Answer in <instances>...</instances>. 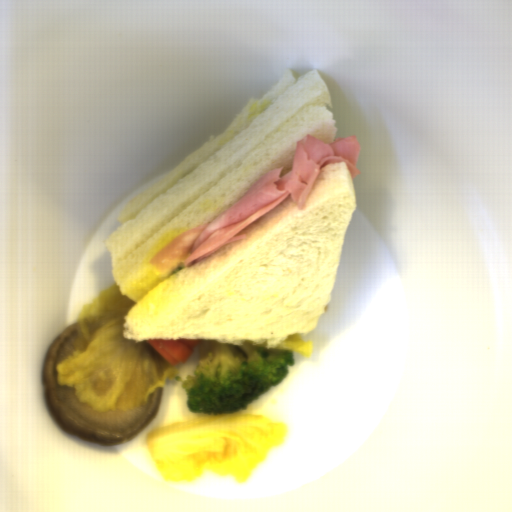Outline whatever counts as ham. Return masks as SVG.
<instances>
[{
  "instance_id": "1",
  "label": "ham",
  "mask_w": 512,
  "mask_h": 512,
  "mask_svg": "<svg viewBox=\"0 0 512 512\" xmlns=\"http://www.w3.org/2000/svg\"><path fill=\"white\" fill-rule=\"evenodd\" d=\"M360 151L358 138L353 134L329 143L307 134L296 141L289 172L280 177L285 166L271 168L209 223L174 237L151 257L149 265L160 272L179 262H183L185 268L191 267L226 246L246 239L244 233L237 234L288 196L297 209L302 210L321 169L327 164L345 162L352 180L362 173L356 167Z\"/></svg>"
}]
</instances>
